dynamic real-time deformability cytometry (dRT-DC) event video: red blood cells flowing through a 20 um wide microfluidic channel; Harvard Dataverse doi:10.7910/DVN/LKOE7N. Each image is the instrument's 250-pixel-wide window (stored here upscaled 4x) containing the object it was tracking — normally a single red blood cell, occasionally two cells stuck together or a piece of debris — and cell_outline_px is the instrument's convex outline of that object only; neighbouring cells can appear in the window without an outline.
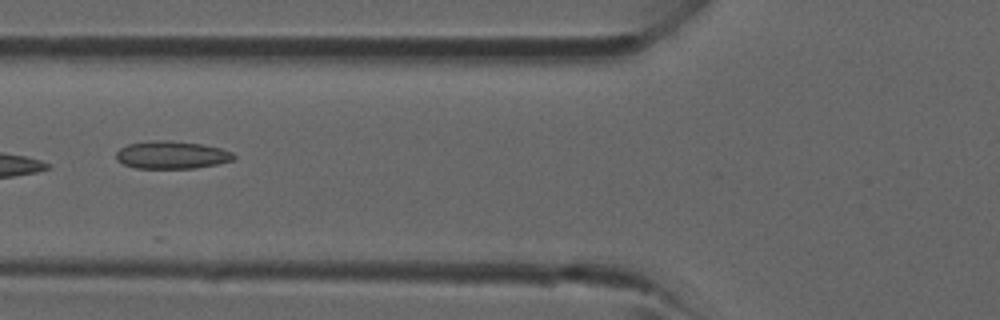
{"species": "common noctule bat (a hibernating species)", "species_latin": "Nyctalus noctula", "temperature_condition": "room temperature", "stored_images_in_passage": 5, "camera_frame_rate_fps": 3000, "um_per_image_px": 0.085, "animal": {"sex": "male", "forearm_length_mm": 52.5}, "frame": {"image": 1, "passage_image": 5, "time_ms": 4.667, "image_size_px": [1000, 320], "cell_outline_px": [[236, 156], [232, 160], [216, 164], [196, 168], [136, 168], [124, 164], [116, 160], [116, 152], [120, 148], [128, 144], [148, 140], [164, 140], [204, 144], [220, 148], [232, 152]], "centroid_in_image_um": [14.57, 13.16], "position_along_channel_um": 111.2, "area_um2": 19.02}}